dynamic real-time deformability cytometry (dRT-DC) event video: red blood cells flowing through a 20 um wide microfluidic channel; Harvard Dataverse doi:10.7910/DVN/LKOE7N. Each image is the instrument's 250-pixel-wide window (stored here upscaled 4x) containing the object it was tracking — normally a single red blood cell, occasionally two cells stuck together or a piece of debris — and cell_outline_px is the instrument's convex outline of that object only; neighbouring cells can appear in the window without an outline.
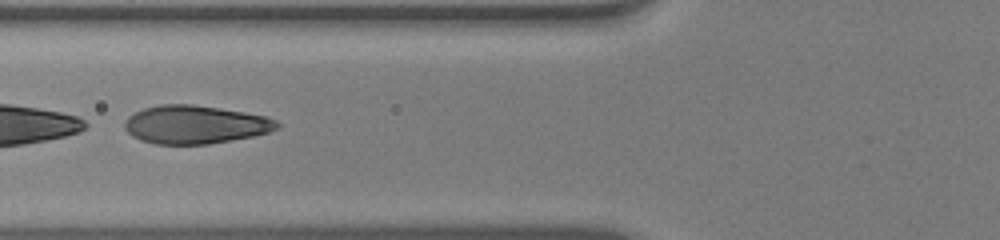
{"species": "human", "species_latin": "Homo sapiens", "temperature_condition": "warm", "stored_images_in_passage": 12, "camera_frame_rate_fps": 3000, "um_per_image_px": 0.085, "donor": {"sex": "male"}, "frame": {"image": 1, "passage_image": 7, "time_ms": 2.0, "image_size_px": [1000, 240], "cell_outline_px": [[280, 128], [268, 132], [252, 136], [208, 144], [156, 144], [140, 140], [132, 136], [124, 128], [124, 120], [128, 116], [144, 108], [160, 104], [192, 104], [220, 108], [244, 112], [264, 116], [276, 120], [280, 124]], "centroid_in_image_um": [16.56, 10.58], "position_along_channel_um": 109.2, "area_um2": 33.99}}
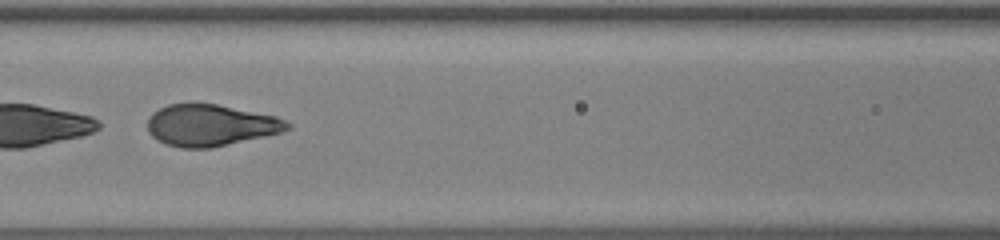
{"frame": {"image": 2, "passage_image": 10, "time_ms": 3.0, "image_size_px": [1000, 240], "cell_outline_px": [[292, 124], [288, 128], [280, 132], [264, 136], [208, 148], [180, 148], [164, 144], [156, 140], [148, 132], [148, 120], [152, 112], [168, 104], [196, 100], [276, 116]], "centroid_in_image_um": [17.82, 10.61], "position_along_channel_um": 148.8, "area_um2": 34.22}}